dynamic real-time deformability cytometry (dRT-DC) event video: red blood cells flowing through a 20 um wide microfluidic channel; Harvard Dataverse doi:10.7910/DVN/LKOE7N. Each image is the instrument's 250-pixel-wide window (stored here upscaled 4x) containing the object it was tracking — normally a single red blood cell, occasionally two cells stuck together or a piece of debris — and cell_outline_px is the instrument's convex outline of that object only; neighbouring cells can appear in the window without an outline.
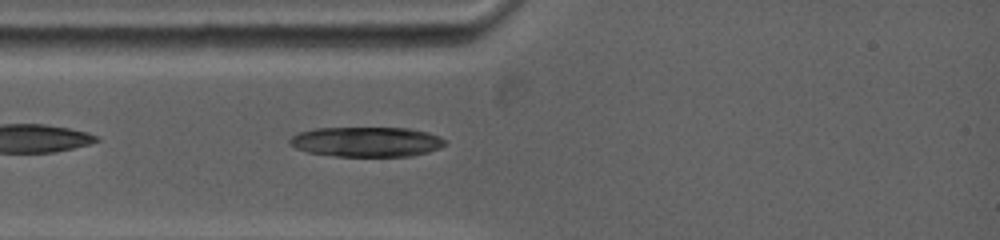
{"species": "common noctule bat (a hibernating species)", "species_latin": "Nyctalus noctula", "temperature_condition": "warm", "stored_images_in_passage": 5, "camera_frame_rate_fps": 5000, "um_per_image_px": 0.085, "animal": {"sex": "female", "body_mass_g": 19.0, "forearm_length_mm": 53.3}, "frame": {"image": 1, "passage_image": 5, "time_ms": 1.2, "image_size_px": [1000, 240], "cell_outline_px": [[444, 144], [440, 148], [428, 152], [412, 156], [332, 156], [308, 152], [296, 148], [288, 144], [288, 140], [292, 136], [300, 132], [316, 128], [408, 128], [428, 132], [440, 136], [444, 140]], "centroid_in_image_um": [31.14, 12.05], "position_along_channel_um": 53.9, "area_um2": 27.11}}